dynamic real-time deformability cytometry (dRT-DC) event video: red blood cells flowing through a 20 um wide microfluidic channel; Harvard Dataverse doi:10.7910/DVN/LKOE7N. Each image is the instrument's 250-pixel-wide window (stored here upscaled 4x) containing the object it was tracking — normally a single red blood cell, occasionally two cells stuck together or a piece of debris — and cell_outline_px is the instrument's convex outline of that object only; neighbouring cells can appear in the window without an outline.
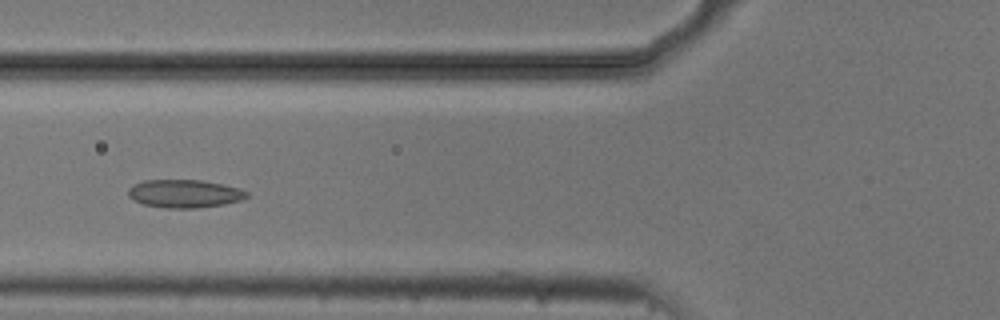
{"species": "common noctule bat (a hibernating species)", "species_latin": "Nyctalus noctula", "temperature_condition": "cold", "stored_images_in_passage": 8, "camera_frame_rate_fps": 3000, "um_per_image_px": 0.085, "animal": {"sex": "male", "body_mass_g": 20.5, "forearm_length_mm": 52.5}, "frame": {"image": 1, "passage_image": 6, "time_ms": 1.667, "image_size_px": [1000, 320], "cell_outline_px": [[248, 196], [240, 200], [224, 204], [196, 208], [168, 208], [144, 204], [132, 200], [128, 196], [128, 188], [132, 184], [144, 180], [200, 180], [240, 188], [248, 192]], "centroid_in_image_um": [15.64, 16.45], "position_along_channel_um": 110.2, "area_um2": 19.36}}
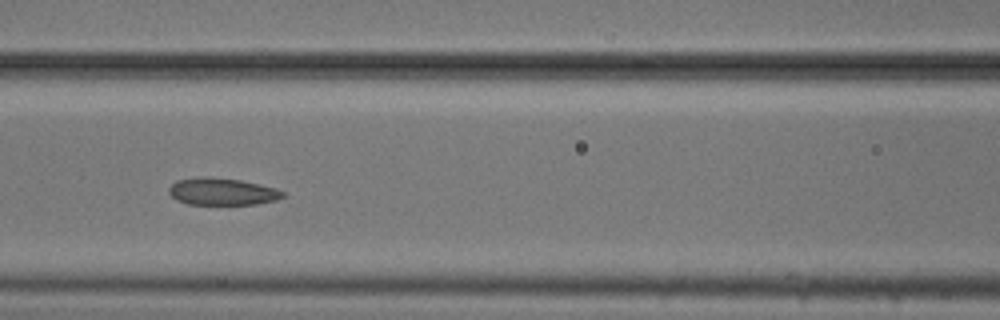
{"frame": {"image": 2, "passage_image": 7, "time_ms": 2.0, "image_size_px": [1000, 320], "cell_outline_px": [[284, 196], [276, 200], [256, 204], [188, 204], [176, 200], [168, 192], [168, 188], [176, 180], [200, 176], [208, 176], [240, 180], [276, 188], [284, 192]], "centroid_in_image_um": [18.85, 16.27], "position_along_channel_um": 147.8, "area_um2": 18.03}}
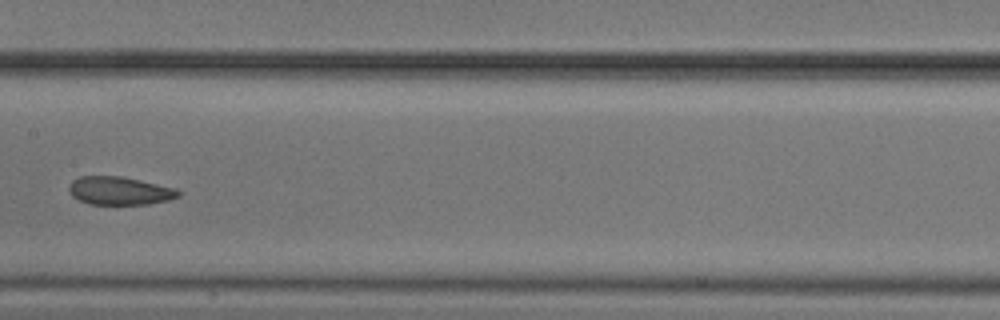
{"frame": {"image": 3, "passage_image": 8, "time_ms": 2.333, "image_size_px": [1000, 320], "cell_outline_px": [[180, 196], [168, 200], [148, 204], [88, 204], [72, 196], [68, 188], [72, 180], [80, 176], [120, 176], [140, 180], [176, 188], [180, 192]], "centroid_in_image_um": [10.16, 16.21], "position_along_channel_um": 197.2, "area_um2": 17.92}}